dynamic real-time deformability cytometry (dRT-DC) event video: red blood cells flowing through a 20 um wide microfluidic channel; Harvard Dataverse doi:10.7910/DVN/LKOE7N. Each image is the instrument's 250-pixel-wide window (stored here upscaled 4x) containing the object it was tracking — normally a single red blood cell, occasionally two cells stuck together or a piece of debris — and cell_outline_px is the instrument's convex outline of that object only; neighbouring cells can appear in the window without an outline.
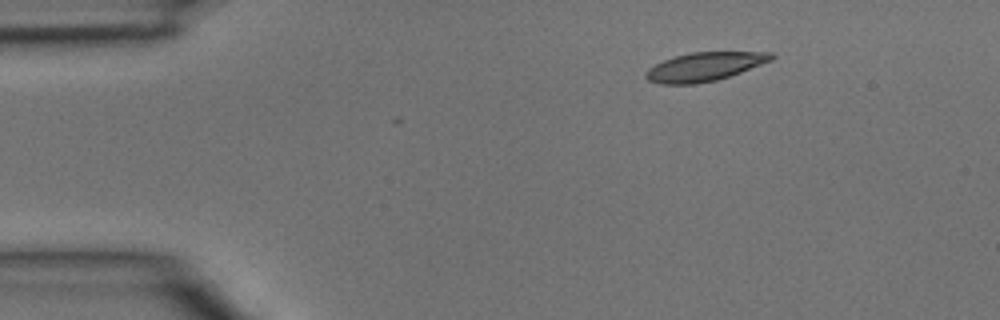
{"species": "common noctule bat (a hibernating species)", "species_latin": "Nyctalus noctula", "temperature_condition": "room temperature", "stored_images_in_passage": 3, "camera_frame_rate_fps": 3000, "um_per_image_px": 0.085, "animal": {"sex": "male", "body_mass_g": 15.6}, "frame": {"image": 1, "passage_image": 1, "time_ms": 0.0, "image_size_px": [1000, 320], "cell_outline_px": [[776, 56], [772, 60], [740, 72], [716, 80], [696, 84], [660, 84], [648, 80], [644, 76], [644, 72], [648, 68], [664, 60], [676, 56], [692, 52], [772, 52]], "centroid_in_image_um": [59.86, 5.67], "position_along_channel_um": 25.1, "area_um2": 20.87}}
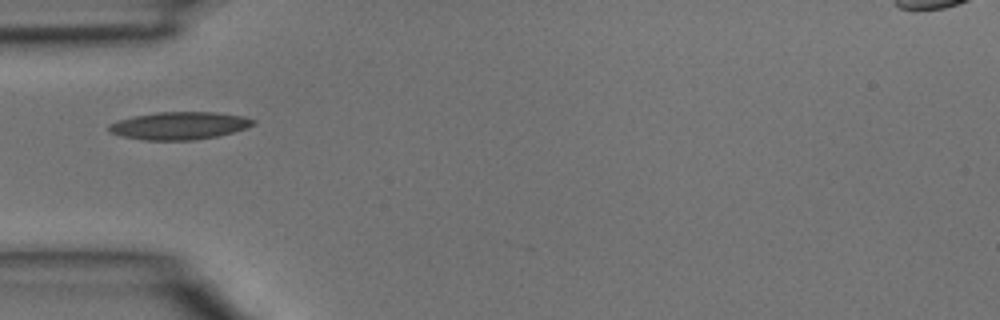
{"frame": {"image": 2, "passage_image": 3, "time_ms": 0.667, "image_size_px": [1000, 320], "cell_outline_px": [[256, 124], [248, 128], [216, 136], [192, 140], [144, 140], [124, 136], [108, 132], [108, 124], [120, 120], [136, 116], [156, 112], [216, 112], [244, 116], [256, 120]], "centroid_in_image_um": [15.29, 10.68], "position_along_channel_um": 69.7, "area_um2": 23.18}}